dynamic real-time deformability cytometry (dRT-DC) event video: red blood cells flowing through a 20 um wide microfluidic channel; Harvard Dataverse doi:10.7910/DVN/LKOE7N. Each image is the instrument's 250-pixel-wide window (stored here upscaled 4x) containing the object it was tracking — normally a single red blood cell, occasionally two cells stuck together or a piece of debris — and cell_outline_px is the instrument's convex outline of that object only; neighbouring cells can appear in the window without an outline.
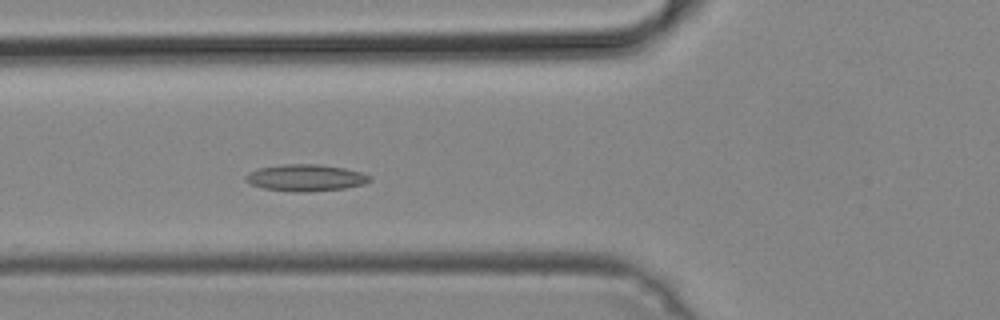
{"species": "common noctule bat (a hibernating species)", "species_latin": "Nyctalus noctula", "temperature_condition": "cold", "stored_images_in_passage": 48, "camera_frame_rate_fps": 3000, "um_per_image_px": 0.085, "animal": {"sex": "male", "body_mass_g": 19.2, "forearm_length_mm": 51.8}, "frame": {"image": 1, "passage_image": 16, "time_ms": 5.0, "image_size_px": [1000, 320], "cell_outline_px": [[372, 180], [364, 184], [344, 188], [304, 192], [292, 192], [264, 188], [252, 184], [244, 180], [244, 176], [248, 172], [256, 168], [284, 164], [320, 164], [344, 168], [360, 172], [372, 176]], "centroid_in_image_um": [25.96, 15.1], "position_along_channel_um": 99.8, "area_um2": 19.42}}
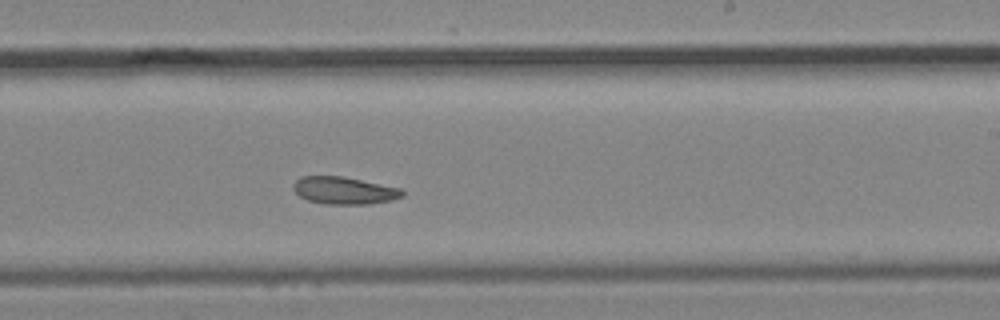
{"frame": {"image": 2, "passage_image": 28, "time_ms": 9.0, "image_size_px": [1000, 320], "cell_outline_px": [[404, 196], [392, 200], [368, 204], [324, 204], [308, 200], [300, 196], [292, 188], [292, 184], [300, 176], [344, 176], [400, 188], [404, 192]], "centroid_in_image_um": [29.24, 16.19], "position_along_channel_um": 259.8, "area_um2": 17.46}}
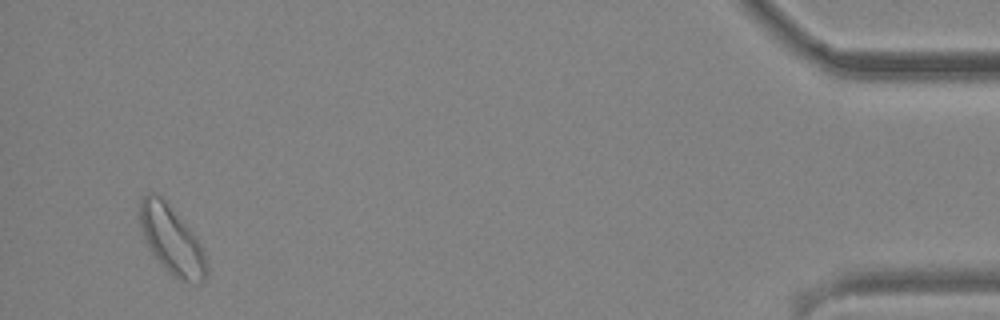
{"frame": {"image": 3, "passage_image": 46, "time_ms": 15.0, "image_size_px": [1000, 320], "cell_outline_px": [[208, 276], [200, 284], [184, 284], [168, 272], [160, 264], [152, 252], [140, 232], [140, 200], [148, 192], [156, 192], [164, 200], [196, 236], [204, 248], [208, 264]], "centroid_in_image_um": [14.64, 20.48], "position_along_channel_um": 420.6, "area_um2": 26.99}}